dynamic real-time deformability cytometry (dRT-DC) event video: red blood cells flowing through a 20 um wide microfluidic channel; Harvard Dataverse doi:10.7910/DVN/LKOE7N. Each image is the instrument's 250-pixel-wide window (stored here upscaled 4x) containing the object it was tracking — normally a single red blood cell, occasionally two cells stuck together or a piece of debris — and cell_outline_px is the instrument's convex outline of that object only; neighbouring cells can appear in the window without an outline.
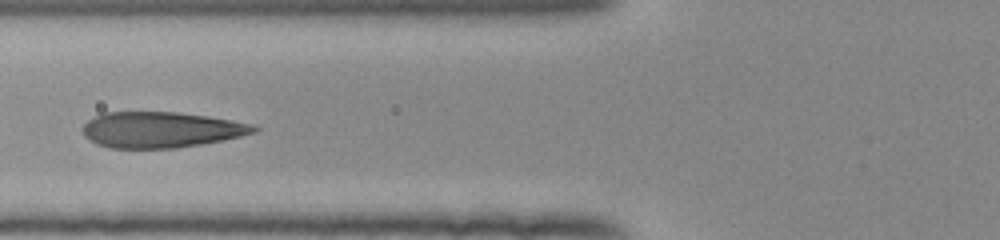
{"species": "human", "species_latin": "Homo sapiens", "temperature_condition": "room temperature", "stored_images_in_passage": 30, "camera_frame_rate_fps": 3000, "um_per_image_px": 0.085, "donor": {"sex": "female"}, "frame": {"image": 1, "passage_image": 21, "time_ms": 6.667, "image_size_px": [1000, 240], "cell_outline_px": [[260, 128], [256, 132], [224, 140], [176, 148], [108, 148], [96, 144], [88, 140], [84, 136], [84, 124], [88, 120], [104, 112], [176, 112], [208, 116], [252, 124]], "centroid_in_image_um": [13.67, 11.03], "position_along_channel_um": 112.1, "area_um2": 35.72}}
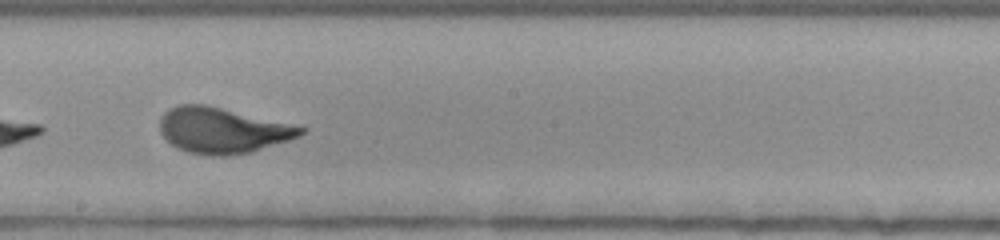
{"frame": {"image": 2, "passage_image": 30, "time_ms": 9.667, "image_size_px": [1000, 240], "cell_outline_px": [[308, 128], [300, 136], [252, 152], [224, 156], [212, 156], [188, 152], [172, 144], [160, 132], [160, 116], [168, 108], [180, 104], [204, 104]], "centroid_in_image_um": [18.89, 11.08], "position_along_channel_um": 229.3, "area_um2": 37.17}}